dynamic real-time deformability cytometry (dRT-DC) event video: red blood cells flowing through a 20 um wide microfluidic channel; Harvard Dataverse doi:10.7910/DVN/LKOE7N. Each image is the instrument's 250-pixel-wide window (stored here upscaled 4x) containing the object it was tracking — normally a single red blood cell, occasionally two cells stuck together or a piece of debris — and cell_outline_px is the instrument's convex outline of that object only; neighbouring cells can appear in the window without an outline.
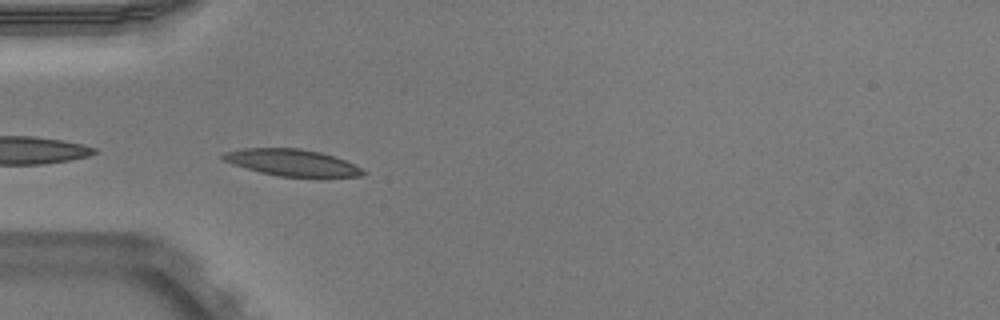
{"species": "Egyptian fruit bat (a non-hibernating species)", "species_latin": "Rousettus aegyptiacus", "temperature_condition": "warm", "stored_images_in_passage": 18, "camera_frame_rate_fps": 3000, "um_per_image_px": 0.085, "animal": {"sex": "male"}, "frame": {"image": 1, "passage_image": 1, "time_ms": 0.0, "image_size_px": [1000, 320], "cell_outline_px": [[368, 172], [364, 176], [280, 176], [260, 172], [232, 164], [224, 160], [220, 156], [224, 152], [240, 148], [300, 148], [320, 152], [344, 160]], "centroid_in_image_um": [24.77, 13.8], "position_along_channel_um": 60.2, "area_um2": 21.44}}
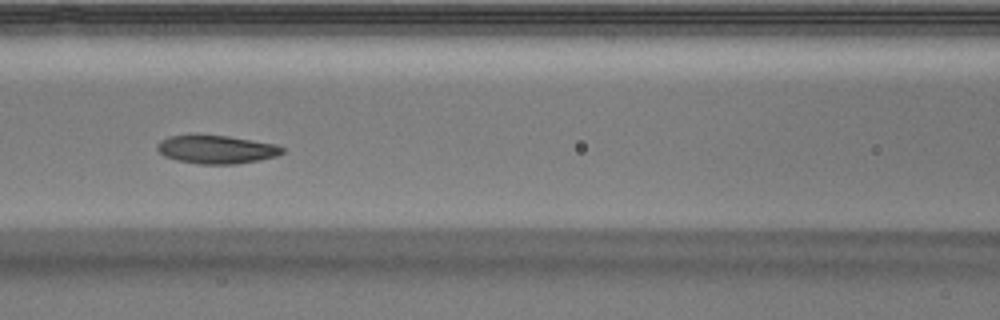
{"frame": {"image": 2, "passage_image": 8, "time_ms": 2.333, "image_size_px": [1000, 320], "cell_outline_px": [[284, 152], [276, 156], [260, 160], [236, 164], [200, 164], [176, 160], [164, 156], [156, 148], [160, 140], [168, 136], [196, 132], [228, 136], [276, 144], [284, 148]], "centroid_in_image_um": [18.35, 12.66], "position_along_channel_um": 148.3, "area_um2": 21.27}}
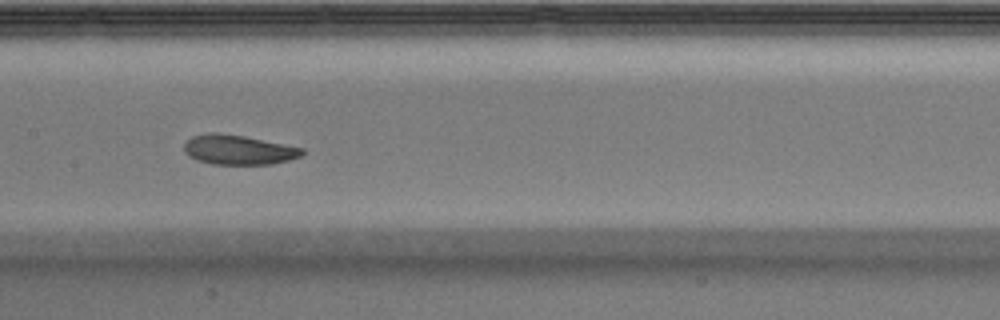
{"frame": {"image": 3, "passage_image": 11, "time_ms": 3.333, "image_size_px": [1000, 320], "cell_outline_px": [[304, 152], [300, 156], [288, 160], [272, 164], [212, 164], [196, 160], [188, 156], [184, 152], [184, 144], [192, 136], [212, 132], [216, 132], [244, 136], [304, 148]], "centroid_in_image_um": [20.24, 12.73], "position_along_channel_um": 187.2, "area_um2": 20.35}}